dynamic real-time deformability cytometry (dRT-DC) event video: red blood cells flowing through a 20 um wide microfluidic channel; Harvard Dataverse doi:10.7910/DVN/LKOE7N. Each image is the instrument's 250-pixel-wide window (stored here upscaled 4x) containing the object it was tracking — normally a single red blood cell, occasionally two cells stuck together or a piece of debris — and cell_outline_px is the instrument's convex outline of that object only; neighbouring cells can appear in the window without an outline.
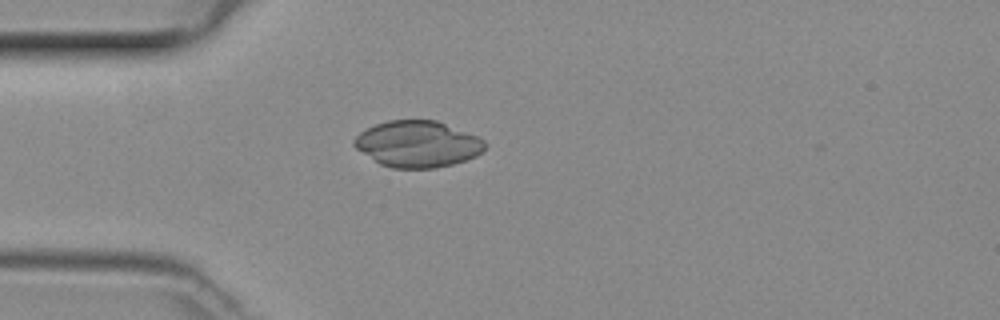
{"species": "common noctule bat (a hibernating species)", "species_latin": "Nyctalus noctula", "temperature_condition": "room temperature", "stored_images_in_passage": 40, "camera_frame_rate_fps": 3000, "um_per_image_px": 0.085, "animal": {"sex": "female", "body_mass_g": 29.2, "forearm_length_mm": 56.3}, "frame": {"image": 1, "passage_image": 5, "time_ms": 1.333, "image_size_px": [1000, 320], "cell_outline_px": [[488, 144], [476, 156], [452, 164], [436, 168], [392, 168], [380, 164], [356, 148], [352, 144], [352, 140], [360, 132], [376, 124], [388, 120], [436, 120], [480, 136]], "centroid_in_image_um": [35.51, 12.23], "position_along_channel_um": 49.5, "area_um2": 35.37}}
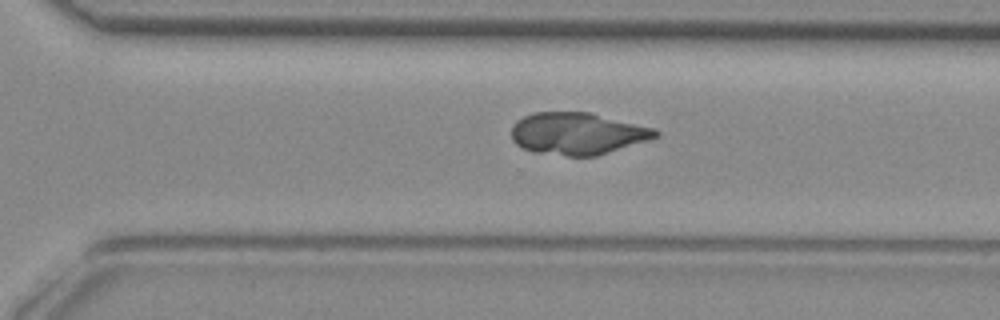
{"frame": {"image": 2, "passage_image": 25, "time_ms": 8.0, "image_size_px": [1000, 320], "cell_outline_px": [[660, 136], [596, 156], [568, 156], [532, 152], [516, 144], [512, 140], [512, 124], [516, 120], [532, 112], [588, 112], [656, 128], [660, 132]], "centroid_in_image_um": [49.07, 11.35], "position_along_channel_um": 321.5, "area_um2": 35.37}}
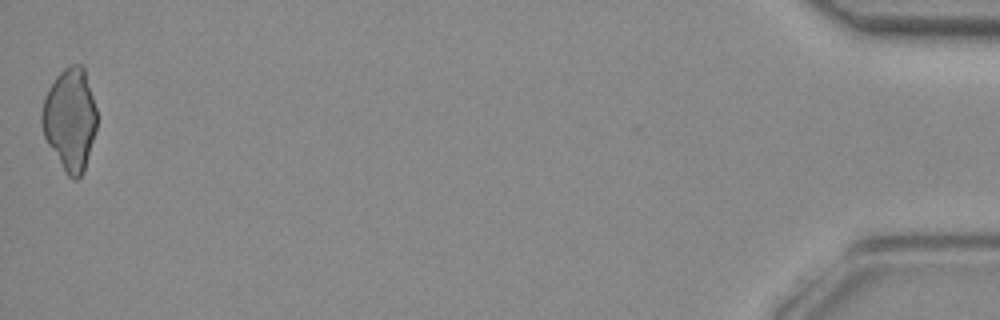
{"frame": {"image": 3, "passage_image": 40, "time_ms": 13.0, "image_size_px": [1000, 320], "cell_outline_px": [[96, 128], [84, 168], [80, 176], [76, 180], [72, 180], [68, 176], [48, 144], [44, 136], [40, 124], [40, 112], [44, 96], [48, 88], [56, 76], [64, 68], [72, 64], [80, 64], [84, 68], [96, 108]], "centroid_in_image_um": [5.91, 10.11], "position_along_channel_um": 429.3, "area_um2": 32.6}}